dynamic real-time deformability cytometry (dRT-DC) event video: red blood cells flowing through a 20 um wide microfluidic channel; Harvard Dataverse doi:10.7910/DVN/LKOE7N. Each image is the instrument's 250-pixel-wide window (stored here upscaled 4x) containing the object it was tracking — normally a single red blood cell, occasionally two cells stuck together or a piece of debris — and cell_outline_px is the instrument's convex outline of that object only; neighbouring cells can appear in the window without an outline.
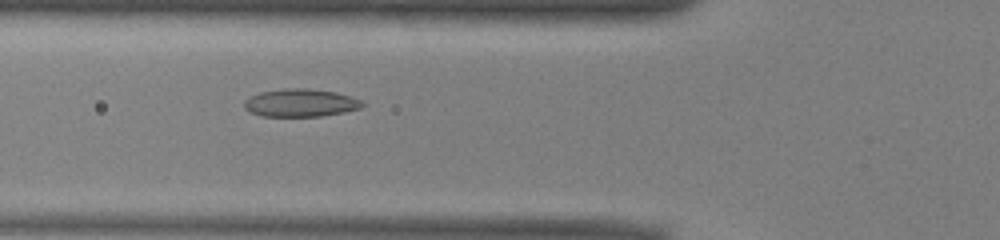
{"species": "common noctule bat (a hibernating species)", "species_latin": "Nyctalus noctula", "temperature_condition": "warm", "stored_images_in_passage": 43, "camera_frame_rate_fps": 3000, "um_per_image_px": 0.085, "animal": {"sex": "male", "body_mass_g": 13.0, "forearm_length_mm": 53.1}, "frame": {"image": 1, "passage_image": 18, "time_ms": 5.667, "image_size_px": [1000, 240], "cell_outline_px": [[364, 104], [360, 108], [344, 112], [320, 116], [260, 116], [248, 112], [244, 108], [244, 100], [260, 92], [284, 88], [308, 88], [336, 92], [360, 100]], "centroid_in_image_um": [25.5, 8.74], "position_along_channel_um": 100.3, "area_um2": 19.13}}
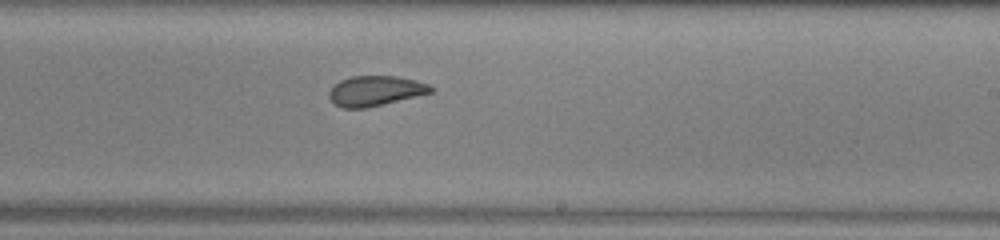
{"frame": {"image": 2, "passage_image": 30, "time_ms": 9.667, "image_size_px": [1000, 240], "cell_outline_px": [[436, 88], [432, 92], [368, 108], [340, 108], [332, 104], [328, 96], [328, 92], [332, 84], [340, 80], [352, 76], [396, 76], [416, 80], [428, 84]], "centroid_in_image_um": [31.85, 7.73], "position_along_channel_um": 257.2, "area_um2": 18.15}}
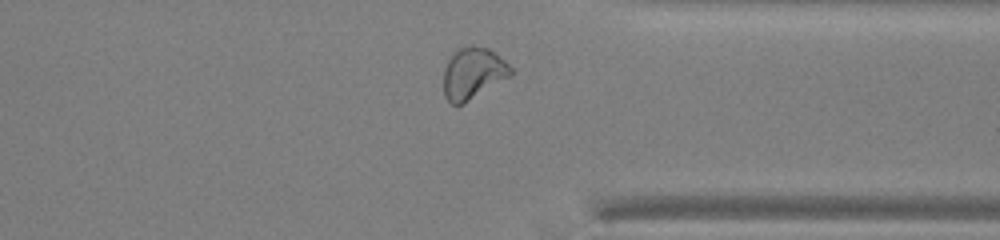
{"frame": {"image": 3, "passage_image": 39, "time_ms": 12.667, "image_size_px": [1000, 240], "cell_outline_px": [[512, 76], [464, 104], [452, 104], [444, 96], [444, 68], [448, 60], [460, 48], [468, 44], [472, 44], [488, 48], [504, 60], [512, 68]], "centroid_in_image_um": [40.22, 6.24], "position_along_channel_um": 371.2, "area_um2": 20.29}, "authors_computed_cell_mechanics": {"area_um2": 19.363, "velocity_mm_per_s": 3.9255, "shape_relaxation_time_tau1_ms": 8.7469, "shape_relaxation_time_tau2_ms": 1.8023, "deformation_change_tau1": 0.1911, "deformation_change_tau2": 0.0758}}